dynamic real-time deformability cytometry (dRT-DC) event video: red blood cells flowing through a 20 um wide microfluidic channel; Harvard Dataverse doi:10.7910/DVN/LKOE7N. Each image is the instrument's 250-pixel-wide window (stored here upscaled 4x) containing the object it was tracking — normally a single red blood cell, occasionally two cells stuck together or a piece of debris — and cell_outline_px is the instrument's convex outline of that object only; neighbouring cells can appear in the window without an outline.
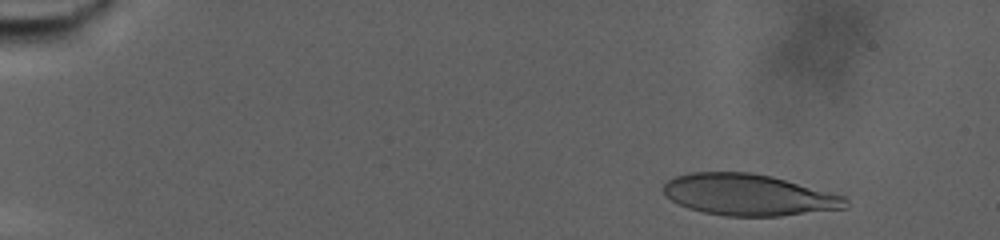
{"species": "human", "species_latin": "Homo sapiens", "temperature_condition": "warm", "stored_images_in_passage": 34, "camera_frame_rate_fps": 3000, "um_per_image_px": 0.085, "donor": {"sex": "male"}, "frame": {"image": 1, "passage_image": 4, "time_ms": 1.0, "image_size_px": [1000, 240], "cell_outline_px": [[848, 208], [780, 216], [724, 216], [704, 212], [688, 208], [664, 196], [664, 184], [668, 180], [676, 176], [688, 172], [748, 172], [772, 176], [844, 196], [848, 200]], "centroid_in_image_um": [63.63, 16.56], "position_along_channel_um": 21.4, "area_um2": 43.93}}
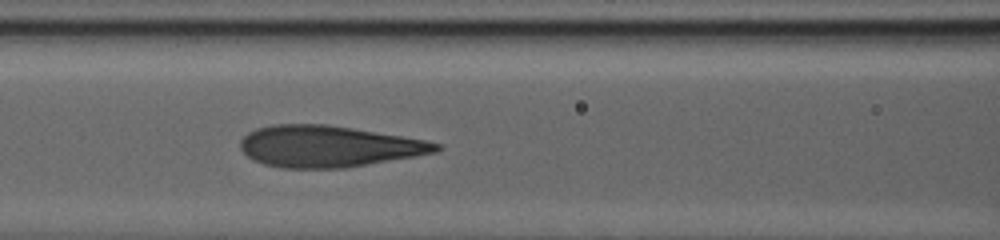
{"frame": {"image": 2, "passage_image": 17, "time_ms": 5.333, "image_size_px": [1000, 240], "cell_outline_px": [[444, 148], [440, 152], [344, 168], [284, 168], [264, 164], [252, 160], [240, 148], [240, 140], [248, 132], [256, 128], [272, 124], [324, 124], [352, 128], [424, 140], [444, 144]], "centroid_in_image_um": [27.93, 12.44], "position_along_channel_um": 138.7, "area_um2": 47.28}}
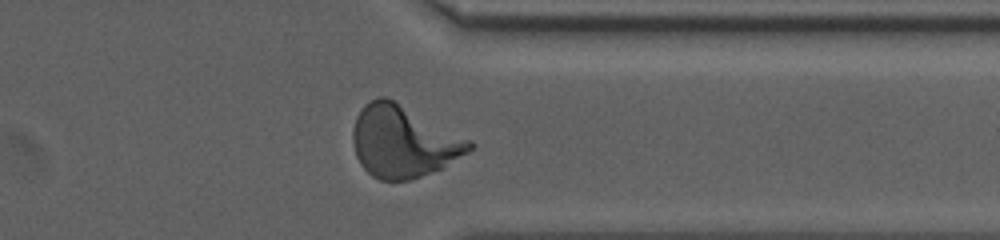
{"frame": {"image": 3, "passage_image": 30, "time_ms": 9.667, "image_size_px": [1000, 240], "cell_outline_px": [[472, 148], [468, 152], [444, 168], [408, 180], [380, 180], [372, 176], [360, 164], [356, 156], [352, 140], [352, 132], [356, 116], [364, 104], [380, 96], [388, 96], [472, 140]], "centroid_in_image_um": [34.28, 12.01], "position_along_channel_um": 377.1, "area_um2": 49.01}}